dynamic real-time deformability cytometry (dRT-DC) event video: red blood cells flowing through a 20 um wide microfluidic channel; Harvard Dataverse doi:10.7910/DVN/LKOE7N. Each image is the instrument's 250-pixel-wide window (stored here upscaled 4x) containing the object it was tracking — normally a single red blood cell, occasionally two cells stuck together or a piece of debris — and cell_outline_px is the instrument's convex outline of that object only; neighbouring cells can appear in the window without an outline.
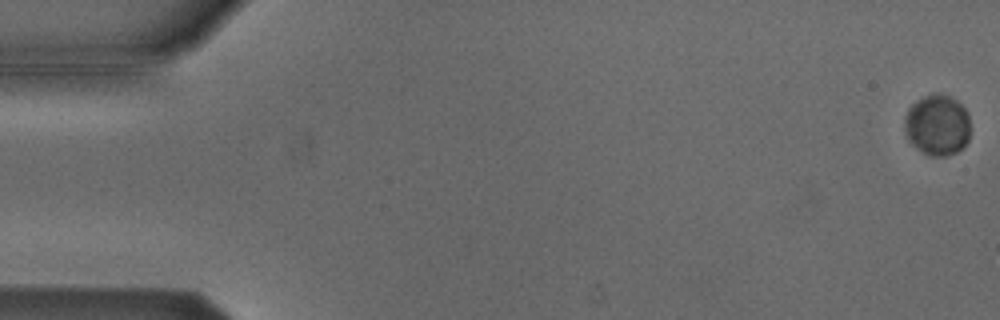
{"species": "Egyptian fruit bat (a non-hibernating species)", "species_latin": "Rousettus aegyptiacus", "temperature_condition": "cold", "stored_images_in_passage": 16, "camera_frame_rate_fps": 3000, "um_per_image_px": 0.085, "animal": {"sex": "male"}, "frame": {"image": 1, "passage_image": 1, "time_ms": 0.0, "image_size_px": [1000, 320], "cell_outline_px": [[968, 140], [956, 152], [944, 156], [932, 156], [924, 152], [912, 144], [908, 140], [904, 128], [904, 116], [908, 108], [916, 100], [924, 96], [936, 92], [948, 96], [956, 100], [968, 112]], "centroid_in_image_um": [79.63, 10.6], "position_along_channel_um": 5.4, "area_um2": 23.18}}
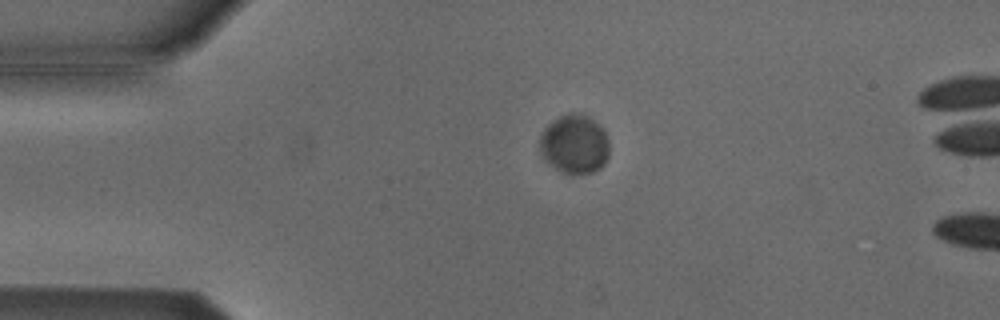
{"frame": {"image": 2, "passage_image": 13, "time_ms": 4.0, "image_size_px": [1000, 320], "cell_outline_px": [[608, 156], [604, 164], [600, 168], [592, 172], [564, 172], [548, 164], [540, 152], [540, 136], [544, 128], [548, 124], [560, 116], [568, 112], [572, 112], [588, 116], [604, 128], [608, 140]], "centroid_in_image_um": [48.83, 12.22], "position_along_channel_um": 36.2, "area_um2": 23.76}}